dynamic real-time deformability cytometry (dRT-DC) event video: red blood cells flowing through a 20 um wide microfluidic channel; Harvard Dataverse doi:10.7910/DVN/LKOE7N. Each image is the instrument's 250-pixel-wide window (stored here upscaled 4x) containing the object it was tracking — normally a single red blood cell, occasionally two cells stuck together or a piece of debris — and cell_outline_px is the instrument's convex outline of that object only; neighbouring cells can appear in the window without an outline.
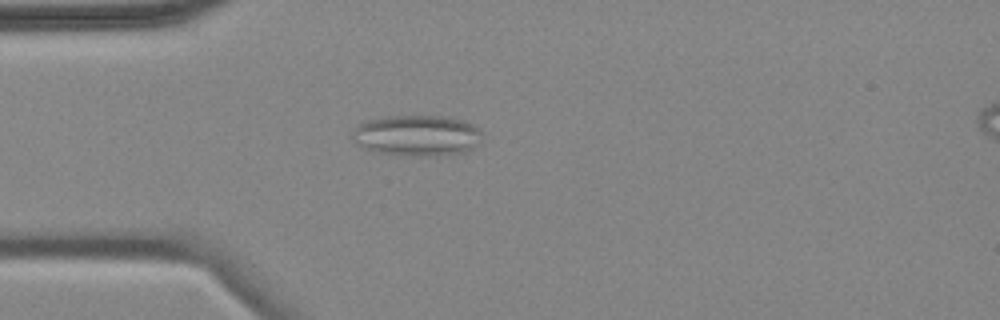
{"species": "common noctule bat (a hibernating species)", "species_latin": "Nyctalus noctula", "temperature_condition": "cold", "stored_images_in_passage": 5, "camera_frame_rate_fps": 3000, "um_per_image_px": 0.085, "animal": {"sex": "female", "body_mass_g": 18.4}, "frame": {"image": 1, "passage_image": 4, "time_ms": 3.667, "image_size_px": [1000, 320], "cell_outline_px": [[480, 132], [476, 144], [468, 152], [436, 156], [416, 156], [376, 152], [360, 148], [352, 140], [352, 136], [356, 128], [364, 120], [384, 116], [448, 116], [464, 120], [480, 128]], "centroid_in_image_um": [35.41, 11.51], "position_along_channel_um": 49.6, "area_um2": 31.21}}